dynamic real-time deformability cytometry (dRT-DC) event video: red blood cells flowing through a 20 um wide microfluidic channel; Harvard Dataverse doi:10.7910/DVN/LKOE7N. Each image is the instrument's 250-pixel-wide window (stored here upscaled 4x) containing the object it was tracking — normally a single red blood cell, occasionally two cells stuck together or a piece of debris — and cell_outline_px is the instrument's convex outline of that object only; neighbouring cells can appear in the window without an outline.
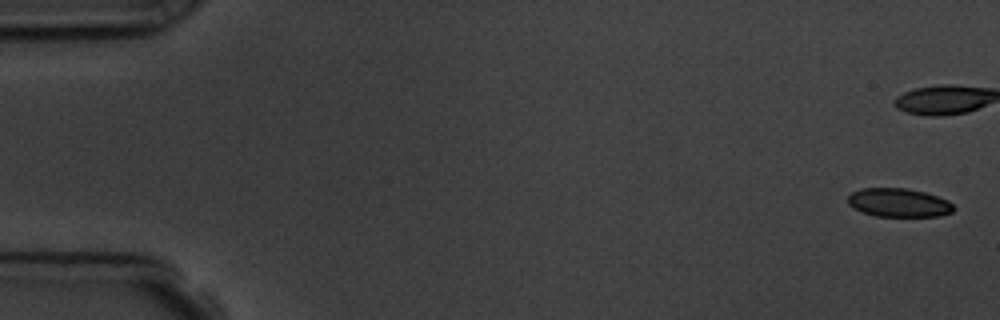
{"species": "common noctule bat (a hibernating species)", "species_latin": "Nyctalus noctula", "temperature_condition": "room temperature", "stored_images_in_passage": 8, "camera_frame_rate_fps": 3000, "um_per_image_px": 0.085, "animal": {"sex": "male", "body_mass_g": 19.5, "forearm_length_mm": 54.6}, "frame": {"image": 1, "passage_image": 1, "time_ms": 0.0, "image_size_px": [1000, 320], "cell_outline_px": [[956, 208], [952, 212], [940, 216], [876, 216], [864, 212], [848, 204], [848, 196], [852, 192], [860, 188], [908, 188], [924, 192], [948, 200]], "centroid_in_image_um": [76.41, 17.22], "position_along_channel_um": 8.6, "area_um2": 17.57}}